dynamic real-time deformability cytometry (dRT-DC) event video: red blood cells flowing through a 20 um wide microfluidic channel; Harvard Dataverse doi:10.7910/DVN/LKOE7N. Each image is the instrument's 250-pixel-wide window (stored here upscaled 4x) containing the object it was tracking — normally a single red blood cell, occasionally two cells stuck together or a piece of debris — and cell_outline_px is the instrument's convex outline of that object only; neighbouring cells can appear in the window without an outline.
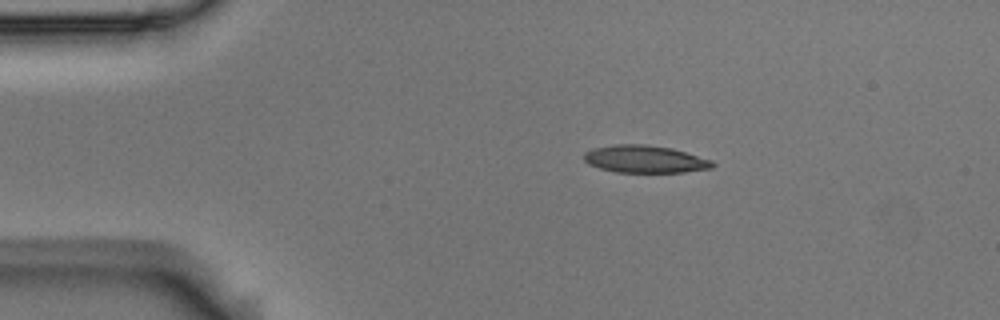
{"species": "Egyptian fruit bat (a non-hibernating species)", "species_latin": "Rousettus aegyptiacus", "temperature_condition": "room temperature", "stored_images_in_passage": 4, "camera_frame_rate_fps": 3000, "um_per_image_px": 0.085, "animal": {"sex": "male"}, "frame": {"image": 1, "passage_image": 2, "time_ms": 0.333, "image_size_px": [1000, 320], "cell_outline_px": [[716, 164], [712, 168], [684, 172], [616, 172], [600, 168], [588, 164], [584, 160], [584, 152], [592, 148], [616, 144], [644, 144], [672, 148], [712, 160]], "centroid_in_image_um": [54.81, 13.52], "position_along_channel_um": 30.2, "area_um2": 20.58}}
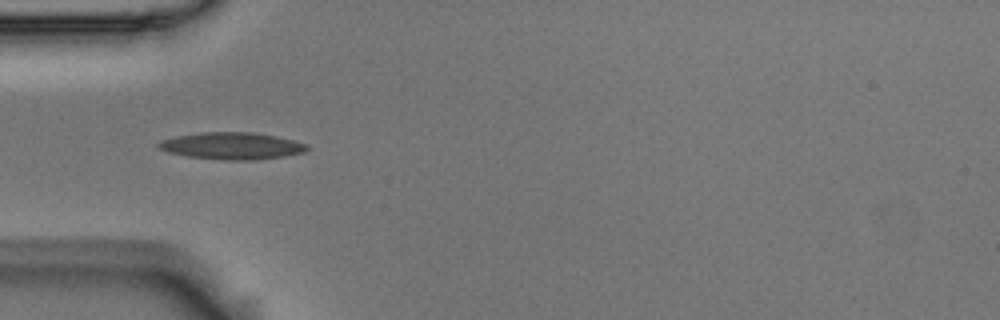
{"frame": {"image": 2, "passage_image": 4, "time_ms": 1.0, "image_size_px": [1000, 320], "cell_outline_px": [[308, 148], [304, 152], [284, 156], [256, 160], [228, 160], [188, 156], [168, 152], [160, 148], [156, 144], [160, 140], [176, 136], [200, 132], [252, 132], [292, 140], [308, 144]], "centroid_in_image_um": [19.69, 12.4], "position_along_channel_um": 65.3, "area_um2": 23.12}}